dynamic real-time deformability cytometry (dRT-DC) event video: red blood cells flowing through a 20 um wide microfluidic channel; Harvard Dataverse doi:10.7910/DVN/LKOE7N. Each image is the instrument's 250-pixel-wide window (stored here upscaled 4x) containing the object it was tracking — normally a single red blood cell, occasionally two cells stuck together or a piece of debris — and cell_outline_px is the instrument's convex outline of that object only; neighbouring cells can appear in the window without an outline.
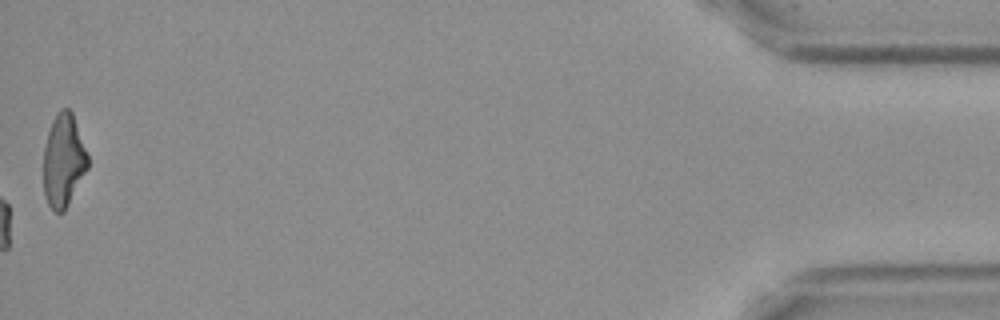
{"species": "Egyptian fruit bat (a non-hibernating species)", "species_latin": "Rousettus aegyptiacus", "temperature_condition": "cold", "stored_images_in_passage": 58, "camera_frame_rate_fps": 3000, "um_per_image_px": 0.085, "frame": {"image": 1, "passage_image": 58, "time_ms": 19.0, "image_size_px": [1000, 320], "cell_outline_px": [[88, 168], [64, 212], [56, 212], [48, 204], [44, 192], [44, 148], [48, 132], [52, 120], [56, 112], [60, 108], [68, 108], [72, 112], [88, 156]], "centroid_in_image_um": [5.39, 13.63], "position_along_channel_um": 429.8, "area_um2": 23.81}, "authors_computed_cell_mechanics": {"area_um2": 18.8428, "velocity_mm_per_s": 3.6082, "shape_relaxation_time_tau1_ms": null, "shape_relaxation_time_tau2_ms": 1.7683, "deformation_change_tau1": null, "deformation_change_tau2": 0.0789}}